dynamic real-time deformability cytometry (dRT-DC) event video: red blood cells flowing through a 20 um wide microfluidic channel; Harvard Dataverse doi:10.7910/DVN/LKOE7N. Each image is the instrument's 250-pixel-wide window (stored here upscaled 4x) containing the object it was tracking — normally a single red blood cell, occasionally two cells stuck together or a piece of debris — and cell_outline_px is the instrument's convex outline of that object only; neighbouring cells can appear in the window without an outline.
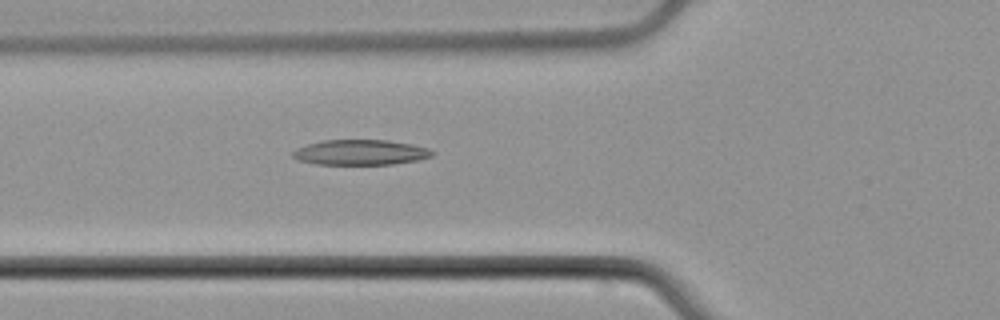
{"species": "common noctule bat (a hibernating species)", "species_latin": "Nyctalus noctula", "temperature_condition": "cold", "stored_images_in_passage": 4, "camera_frame_rate_fps": 3000, "um_per_image_px": 0.085, "animal": {"sex": "male", "body_mass_g": 21.5, "forearm_length_mm": 52.0}, "frame": {"image": 1, "passage_image": 4, "time_ms": 3.667, "image_size_px": [1000, 320], "cell_outline_px": [[436, 152], [432, 156], [416, 160], [392, 164], [316, 164], [296, 160], [292, 156], [292, 152], [296, 148], [308, 144], [324, 140], [388, 140], [412, 144], [428, 148]], "centroid_in_image_um": [30.62, 12.95], "position_along_channel_um": 95.2, "area_um2": 20.52}}